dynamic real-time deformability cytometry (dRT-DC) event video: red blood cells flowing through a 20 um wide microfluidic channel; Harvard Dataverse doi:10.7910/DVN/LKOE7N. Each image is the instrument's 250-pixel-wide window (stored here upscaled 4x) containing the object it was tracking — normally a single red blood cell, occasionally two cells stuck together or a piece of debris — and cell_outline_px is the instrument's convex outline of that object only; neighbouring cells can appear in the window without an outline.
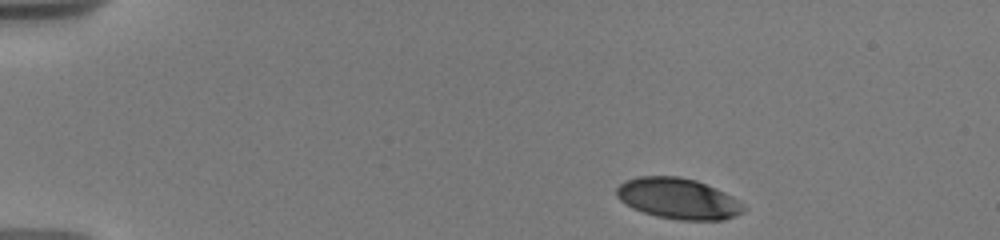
{"species": "human", "species_latin": "Homo sapiens", "temperature_condition": "warm", "stored_images_in_passage": 6, "camera_frame_rate_fps": 3000, "um_per_image_px": 0.085, "donor": {"sex": "male"}, "frame": {"image": 1, "passage_image": 1, "time_ms": 0.0, "image_size_px": [1000, 240], "cell_outline_px": [[744, 212], [736, 216], [724, 220], [676, 220], [656, 216], [632, 208], [620, 200], [616, 196], [616, 188], [624, 180], [640, 176], [680, 176], [696, 180], [716, 188], [740, 200], [744, 208]], "centroid_in_image_um": [57.64, 16.88], "position_along_channel_um": 27.4, "area_um2": 30.46}}
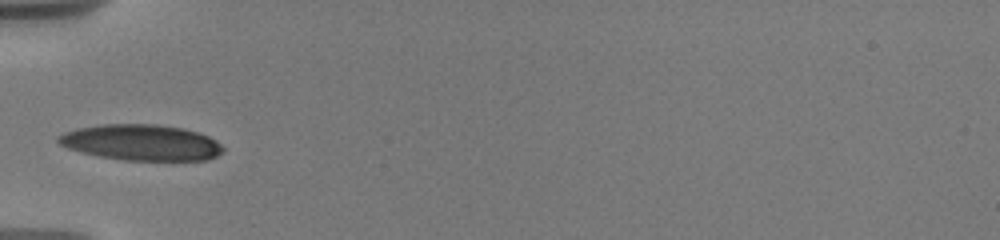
{"frame": {"image": 2, "passage_image": 5, "time_ms": 3.667, "image_size_px": [1000, 240], "cell_outline_px": [[224, 152], [208, 160], [128, 160], [100, 156], [80, 152], [68, 148], [60, 144], [56, 140], [56, 136], [64, 132], [76, 128], [100, 124], [156, 124], [184, 128], [208, 136], [220, 144], [224, 148]], "centroid_in_image_um": [11.99, 12.1], "position_along_channel_um": 73.0, "area_um2": 34.51}}